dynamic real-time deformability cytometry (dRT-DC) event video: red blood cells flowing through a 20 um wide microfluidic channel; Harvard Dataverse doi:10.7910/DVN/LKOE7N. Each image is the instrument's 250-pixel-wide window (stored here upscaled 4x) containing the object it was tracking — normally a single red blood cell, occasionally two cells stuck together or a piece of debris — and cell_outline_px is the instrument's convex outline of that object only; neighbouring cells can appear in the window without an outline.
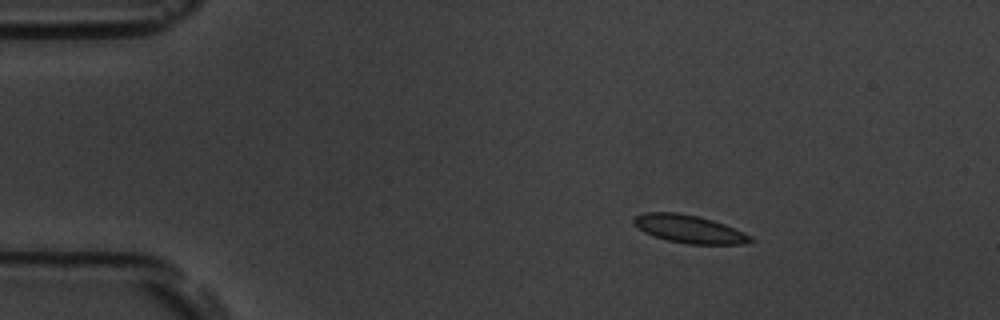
{"species": "common noctule bat (a hibernating species)", "species_latin": "Nyctalus noctula", "temperature_condition": "room temperature", "stored_images_in_passage": 50, "camera_frame_rate_fps": 3000, "um_per_image_px": 0.085, "animal": {"sex": "male", "body_mass_g": 19.5, "forearm_length_mm": 54.6}, "frame": {"image": 1, "passage_image": 1, "time_ms": 0.0, "image_size_px": [1000, 320], "cell_outline_px": [[756, 240], [748, 244], [688, 244], [668, 240], [644, 232], [632, 224], [632, 220], [636, 216], [644, 212], [680, 212], [712, 220], [724, 224], [752, 236]], "centroid_in_image_um": [58.59, 19.47], "position_along_channel_um": 26.4, "area_um2": 19.02}}
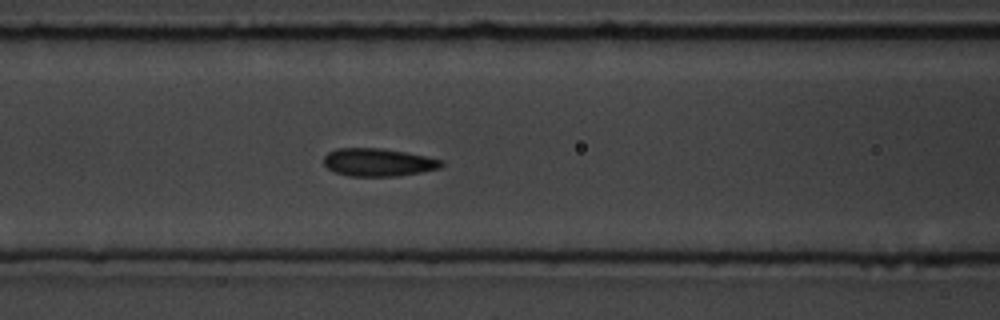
{"frame": {"image": 2, "passage_image": 16, "time_ms": 5.0, "image_size_px": [1000, 320], "cell_outline_px": [[444, 164], [440, 168], [420, 172], [396, 176], [348, 176], [336, 172], [328, 168], [324, 164], [324, 156], [328, 152], [336, 148], [380, 148], [404, 152], [444, 160]], "centroid_in_image_um": [32.14, 13.79], "position_along_channel_um": 134.5, "area_um2": 19.02}}
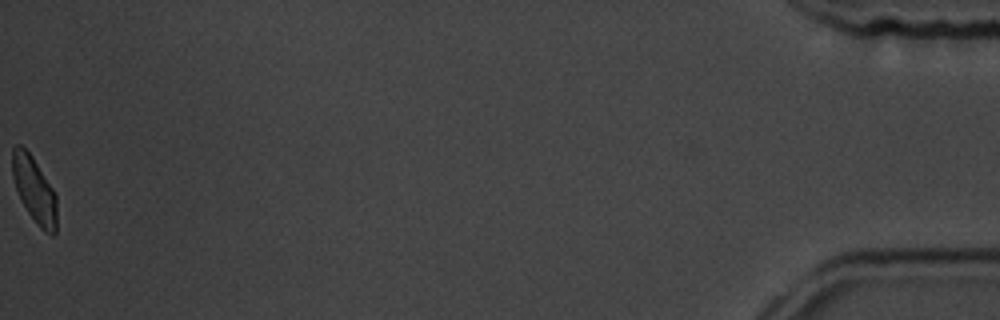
{"frame": {"image": 3, "passage_image": 50, "time_ms": 16.333, "image_size_px": [1000, 320], "cell_outline_px": [[56, 232], [52, 236], [44, 232], [40, 228], [28, 212], [20, 200], [12, 176], [12, 148], [16, 144], [20, 144], [32, 156], [52, 188], [56, 196]], "centroid_in_image_um": [2.9, 16.14], "position_along_channel_um": 432.3, "area_um2": 16.99}, "authors_computed_cell_mechanics": {"area_um2": 18.6983, "velocity_mm_per_s": 3.5236, "shape_relaxation_time_tau1_ms": 3.1733, "shape_relaxation_time_tau2_ms": 1.0913, "deformation_change_tau1": 0.1067, "deformation_change_tau2": 0.0745}}